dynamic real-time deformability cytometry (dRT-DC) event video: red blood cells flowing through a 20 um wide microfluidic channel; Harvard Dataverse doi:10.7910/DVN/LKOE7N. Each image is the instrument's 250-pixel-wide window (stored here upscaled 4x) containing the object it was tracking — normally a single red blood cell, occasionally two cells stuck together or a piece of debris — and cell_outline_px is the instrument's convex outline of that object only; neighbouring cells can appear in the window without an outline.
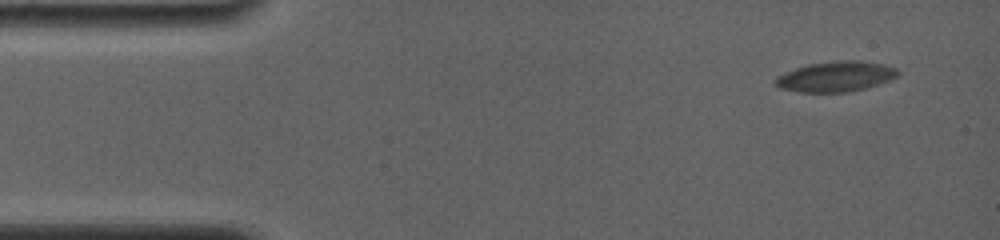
{"species": "common noctule bat (a hibernating species)", "species_latin": "Nyctalus noctula", "temperature_condition": "room temperature", "stored_images_in_passage": 5, "camera_frame_rate_fps": 4000, "um_per_image_px": 0.085, "animal": {"sex": "female", "body_mass_g": 19.0, "forearm_length_mm": 56.7}, "frame": {"image": 1, "passage_image": 1, "time_ms": 0.0, "image_size_px": [1000, 240], "cell_outline_px": [[900, 72], [896, 76], [888, 80], [852, 92], [800, 92], [780, 88], [772, 80], [776, 76], [784, 72], [808, 64], [836, 60], [860, 60], [884, 64], [896, 68]], "centroid_in_image_um": [71.0, 6.49], "position_along_channel_um": 14.0, "area_um2": 21.68}}
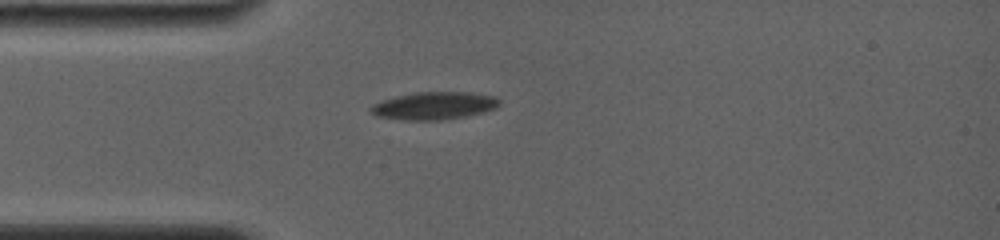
{"frame": {"image": 2, "passage_image": 5, "time_ms": 3.5, "image_size_px": [1000, 240], "cell_outline_px": [[500, 104], [496, 108], [484, 112], [464, 116], [440, 120], [404, 120], [376, 116], [368, 112], [368, 108], [372, 104], [380, 100], [396, 96], [416, 92], [468, 92], [496, 96], [500, 100]], "centroid_in_image_um": [36.86, 8.98], "position_along_channel_um": 48.1, "area_um2": 20.92}}